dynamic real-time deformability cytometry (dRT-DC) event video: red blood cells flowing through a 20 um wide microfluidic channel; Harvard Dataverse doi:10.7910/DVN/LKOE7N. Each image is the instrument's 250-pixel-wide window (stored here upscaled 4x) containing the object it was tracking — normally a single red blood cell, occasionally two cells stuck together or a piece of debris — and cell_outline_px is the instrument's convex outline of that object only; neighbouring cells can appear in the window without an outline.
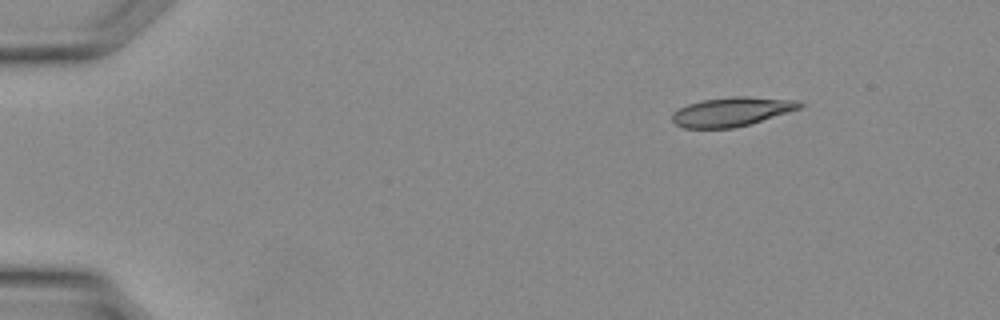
{"species": "Egyptian fruit bat (a non-hibernating species)", "species_latin": "Rousettus aegyptiacus", "temperature_condition": "warm", "stored_images_in_passage": 32, "camera_frame_rate_fps": 3000, "um_per_image_px": 0.085, "animal": {"sex": "female"}, "frame": {"image": 1, "passage_image": 1, "time_ms": 0.0, "image_size_px": [1000, 320], "cell_outline_px": [[804, 104], [800, 108], [788, 112], [748, 124], [732, 128], [684, 128], [676, 124], [672, 120], [672, 112], [688, 104], [704, 100], [732, 96], [744, 96], [796, 100]], "centroid_in_image_um": [62.17, 9.49], "position_along_channel_um": 22.8, "area_um2": 21.33}}
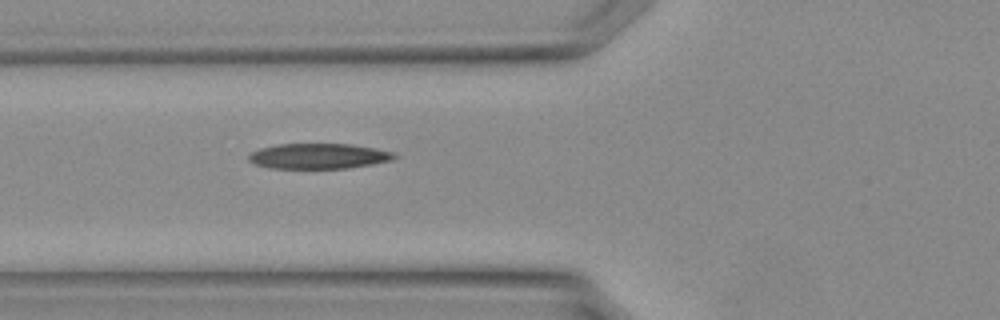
{"frame": {"image": 2, "passage_image": 10, "time_ms": 3.0, "image_size_px": [1000, 320], "cell_outline_px": [[396, 156], [392, 160], [372, 164], [348, 168], [268, 168], [256, 164], [248, 160], [248, 156], [252, 152], [260, 148], [276, 144], [348, 144], [372, 148], [392, 152]], "centroid_in_image_um": [27.03, 13.27], "position_along_channel_um": 98.8, "area_um2": 21.27}}
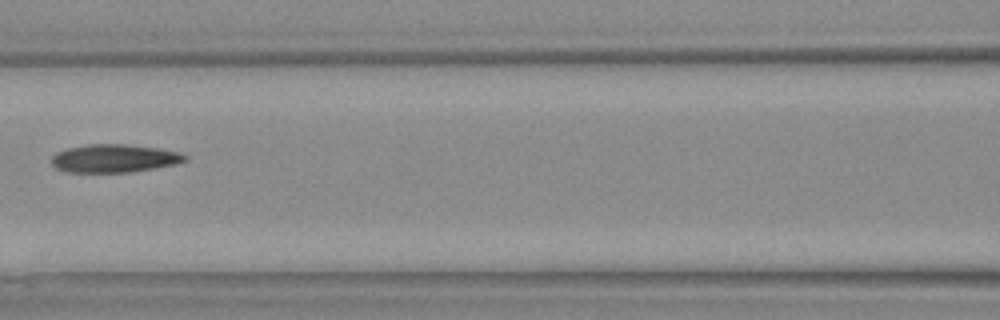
{"frame": {"image": 3, "passage_image": 13, "time_ms": 4.0, "image_size_px": [1000, 320], "cell_outline_px": [[188, 160], [176, 164], [132, 172], [68, 172], [56, 168], [52, 164], [52, 156], [56, 152], [68, 148], [88, 144], [124, 144], [156, 148], [180, 152], [188, 156]], "centroid_in_image_um": [9.72, 13.46], "position_along_channel_um": 156.9, "area_um2": 21.85}}